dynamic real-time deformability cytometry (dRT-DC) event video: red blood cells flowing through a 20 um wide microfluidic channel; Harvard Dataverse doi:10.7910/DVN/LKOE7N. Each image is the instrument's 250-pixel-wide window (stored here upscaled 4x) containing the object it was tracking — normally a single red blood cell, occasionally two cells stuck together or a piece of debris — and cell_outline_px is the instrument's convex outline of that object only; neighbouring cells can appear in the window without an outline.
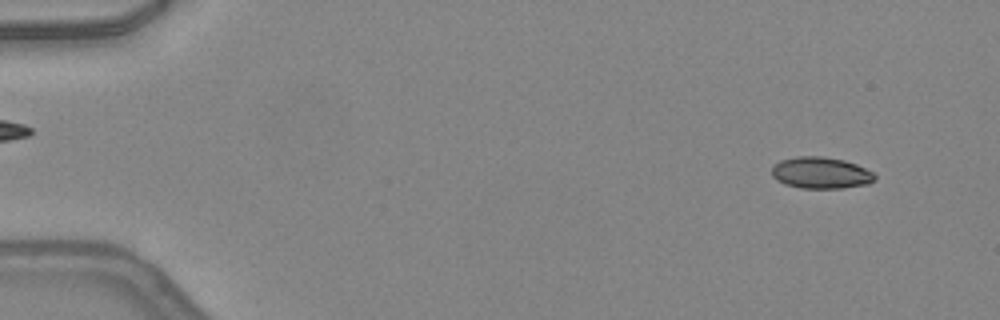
{"species": "common noctule bat (a hibernating species)", "species_latin": "Nyctalus noctula", "temperature_condition": "warm", "stored_images_in_passage": 12, "camera_frame_rate_fps": 3000, "um_per_image_px": 0.085, "animal": {"sex": "female", "body_mass_g": 24.6, "forearm_length_mm": 56.2}, "frame": {"image": 1, "passage_image": 4, "time_ms": 1.0, "image_size_px": [1000, 320], "cell_outline_px": [[876, 180], [868, 184], [844, 188], [800, 188], [784, 184], [776, 180], [772, 176], [772, 168], [780, 160], [796, 156], [820, 156], [844, 160], [856, 164], [872, 172], [876, 176]], "centroid_in_image_um": [69.77, 14.7], "position_along_channel_um": 15.2, "area_um2": 19.02}}